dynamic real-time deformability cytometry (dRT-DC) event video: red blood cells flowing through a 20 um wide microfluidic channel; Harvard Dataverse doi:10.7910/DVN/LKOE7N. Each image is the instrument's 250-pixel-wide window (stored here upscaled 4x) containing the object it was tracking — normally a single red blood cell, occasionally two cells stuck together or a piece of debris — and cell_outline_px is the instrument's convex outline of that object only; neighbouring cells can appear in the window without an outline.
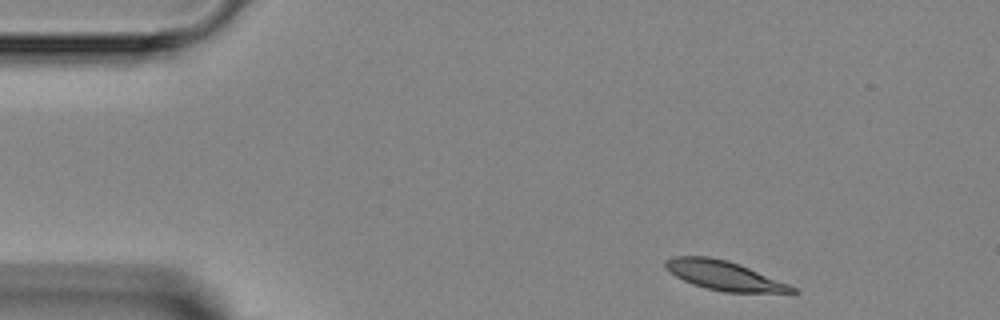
{"species": "Egyptian fruit bat (a non-hibernating species)", "species_latin": "Rousettus aegyptiacus", "temperature_condition": "room temperature", "stored_images_in_passage": 4, "camera_frame_rate_fps": 3000, "um_per_image_px": 0.085, "animal": {"sex": "female"}, "frame": {"image": 1, "passage_image": 1, "time_ms": 0.0, "image_size_px": [1000, 320], "cell_outline_px": [[800, 292], [724, 292], [704, 288], [692, 284], [668, 272], [664, 268], [664, 260], [676, 256], [708, 256], [728, 260], [740, 264], [788, 284], [796, 288]], "centroid_in_image_um": [61.48, 23.41], "position_along_channel_um": 23.5, "area_um2": 21.56}}
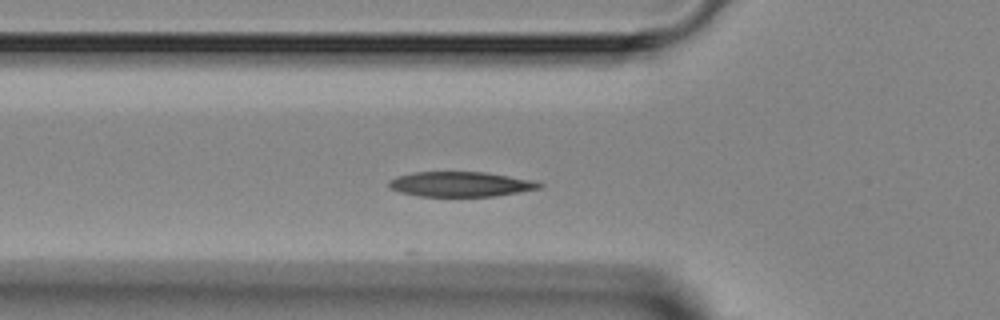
{"frame": {"image": 2, "passage_image": 4, "time_ms": 3.333, "image_size_px": [1000, 320], "cell_outline_px": [[544, 188], [496, 196], [416, 196], [400, 192], [392, 188], [388, 184], [388, 180], [396, 176], [412, 172], [484, 172], [532, 180], [544, 184]], "centroid_in_image_um": [39.16, 15.66], "position_along_channel_um": 86.6, "area_um2": 21.96}}